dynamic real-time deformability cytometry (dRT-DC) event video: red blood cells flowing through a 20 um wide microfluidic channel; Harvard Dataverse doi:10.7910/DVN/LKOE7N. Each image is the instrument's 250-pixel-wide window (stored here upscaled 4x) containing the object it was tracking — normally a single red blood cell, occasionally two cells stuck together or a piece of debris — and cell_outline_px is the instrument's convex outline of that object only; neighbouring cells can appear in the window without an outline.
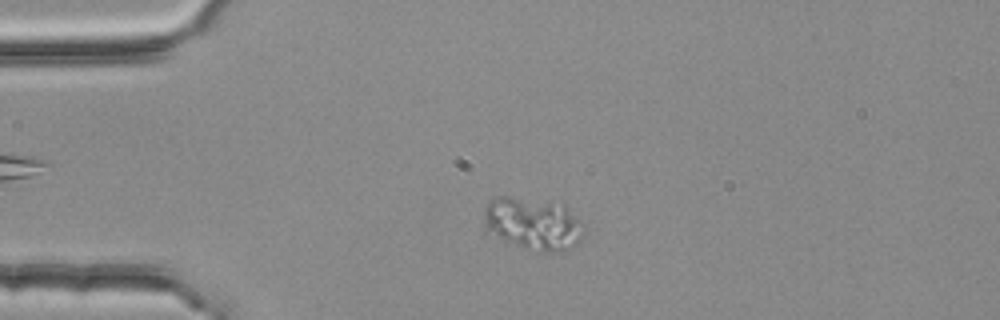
{"species": "common noctule bat (a hibernating species)", "species_latin": "Nyctalus noctula", "temperature_condition": "room temperature", "stored_images_in_passage": 1, "camera_frame_rate_fps": 3000, "um_per_image_px": 0.085, "animal": {"sex": "female", "body_mass_g": 25.1}, "frame": {"image": 1, "passage_image": 1, "time_ms": 0.0, "image_size_px": [1000, 320], "cell_outline_px": [[584, 232], [580, 240], [572, 248], [564, 252], [544, 252], [484, 236], [484, 208], [496, 196], [508, 196], [564, 204], [584, 224]], "centroid_in_image_um": [45.27, 19.04], "position_along_channel_um": 39.7, "area_um2": 31.21}}